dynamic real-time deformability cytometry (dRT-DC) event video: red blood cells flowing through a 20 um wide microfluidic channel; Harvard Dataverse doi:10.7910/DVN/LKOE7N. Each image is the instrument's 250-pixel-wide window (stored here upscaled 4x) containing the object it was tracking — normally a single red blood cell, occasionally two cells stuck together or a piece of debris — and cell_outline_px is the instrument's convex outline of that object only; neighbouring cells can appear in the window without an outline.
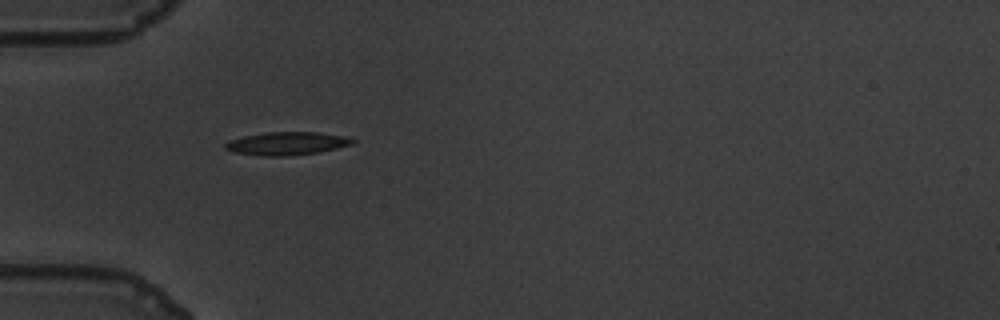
{"species": "common noctule bat (a hibernating species)", "species_latin": "Nyctalus noctula", "temperature_condition": "warm", "stored_images_in_passage": 5, "camera_frame_rate_fps": 3000, "um_per_image_px": 0.085, "animal": {"sex": "male", "body_mass_g": 19.5, "forearm_length_mm": 54.6}, "frame": {"image": 1, "passage_image": 1, "time_ms": 0.0, "image_size_px": [1000, 320], "cell_outline_px": [[356, 140], [352, 144], [320, 152], [284, 156], [264, 156], [236, 152], [224, 148], [224, 144], [228, 140], [244, 136], [268, 132], [316, 132], [344, 136]], "centroid_in_image_um": [24.37, 12.19], "position_along_channel_um": 60.6, "area_um2": 16.94}}